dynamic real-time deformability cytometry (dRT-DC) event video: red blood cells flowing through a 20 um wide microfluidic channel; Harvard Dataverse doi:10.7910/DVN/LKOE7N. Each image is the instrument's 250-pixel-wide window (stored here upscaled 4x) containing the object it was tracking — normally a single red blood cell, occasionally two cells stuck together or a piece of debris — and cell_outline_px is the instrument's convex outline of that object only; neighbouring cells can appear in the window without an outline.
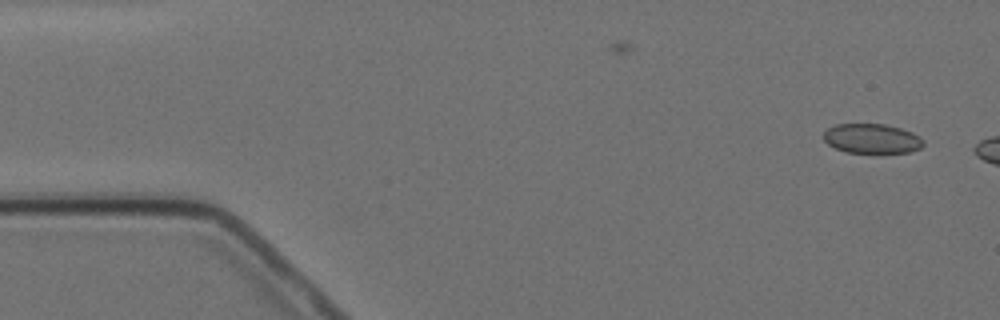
{"species": "Egyptian fruit bat (a non-hibernating species)", "species_latin": "Rousettus aegyptiacus", "temperature_condition": "cold", "stored_images_in_passage": 2, "camera_frame_rate_fps": 3000, "um_per_image_px": 0.085, "animal": {"sex": "female"}, "frame": {"image": 1, "passage_image": 2, "time_ms": 1.0, "image_size_px": [1000, 320], "cell_outline_px": [[924, 144], [920, 148], [908, 152], [848, 152], [836, 148], [828, 144], [824, 140], [824, 132], [828, 128], [836, 124], [884, 124], [900, 128], [912, 132], [920, 136], [924, 140]], "centroid_in_image_um": [74.12, 11.77], "position_along_channel_um": 10.9, "area_um2": 17.05}}